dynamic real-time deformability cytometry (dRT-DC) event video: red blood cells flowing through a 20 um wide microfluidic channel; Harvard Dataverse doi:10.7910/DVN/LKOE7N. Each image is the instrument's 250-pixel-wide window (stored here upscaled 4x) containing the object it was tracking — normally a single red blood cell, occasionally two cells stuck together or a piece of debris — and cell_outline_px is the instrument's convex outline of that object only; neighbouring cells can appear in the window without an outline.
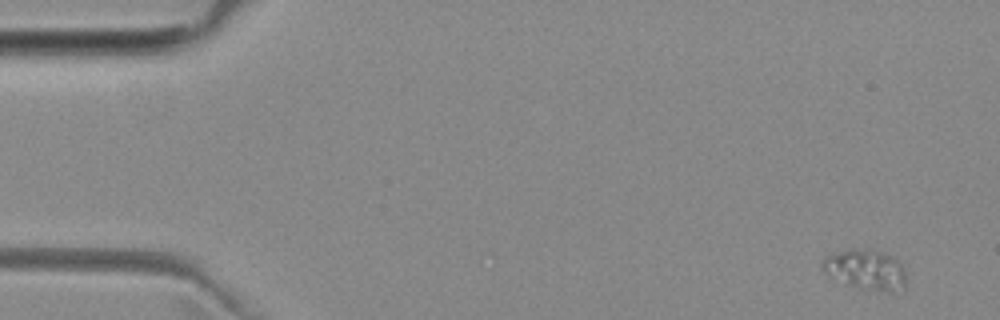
{"species": "common noctule bat (a hibernating species)", "species_latin": "Nyctalus noctula", "temperature_condition": "room temperature", "stored_images_in_passage": 4, "camera_frame_rate_fps": 3000, "um_per_image_px": 0.085, "animal": {"sex": "female", "body_mass_g": 29.2, "forearm_length_mm": 56.3}, "frame": {"image": 1, "passage_image": 1, "time_ms": 0.0, "image_size_px": [1000, 320], "cell_outline_px": [[904, 288], [892, 292], [884, 292], [856, 288], [824, 272], [820, 268], [820, 260], [824, 256], [848, 248], [868, 248], [892, 256], [900, 260], [904, 268]], "centroid_in_image_um": [73.56, 22.89], "position_along_channel_um": 11.4, "area_um2": 20.0}}
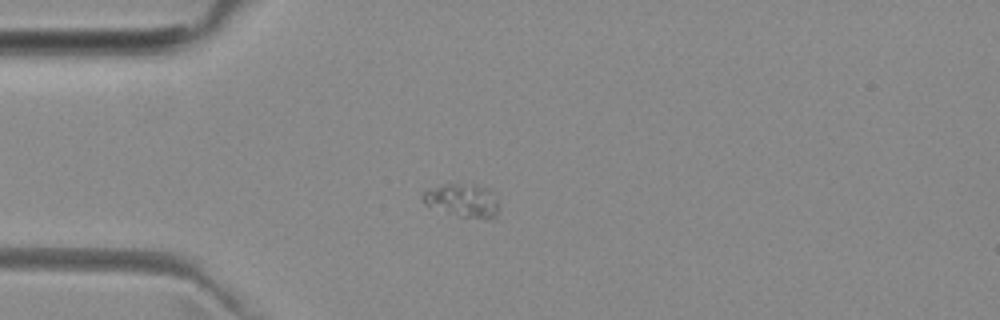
{"frame": {"image": 2, "passage_image": 4, "time_ms": 3.667, "image_size_px": [1000, 320], "cell_outline_px": [[496, 220], [484, 220], [460, 216], [424, 204], [420, 196], [420, 192], [428, 188], [444, 184], [476, 184], [488, 188], [496, 200]], "centroid_in_image_um": [39.28, 17.04], "position_along_channel_um": 45.7, "area_um2": 14.91}}